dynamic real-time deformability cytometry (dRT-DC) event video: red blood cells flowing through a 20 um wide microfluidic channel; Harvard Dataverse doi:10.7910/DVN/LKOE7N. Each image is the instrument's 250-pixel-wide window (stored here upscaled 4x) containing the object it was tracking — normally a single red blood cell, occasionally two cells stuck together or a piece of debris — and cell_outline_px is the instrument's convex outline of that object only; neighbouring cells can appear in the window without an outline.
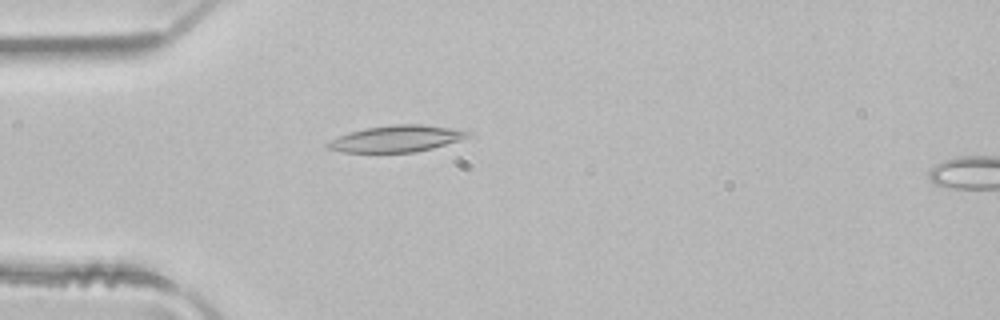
{"species": "common noctule bat (a hibernating species)", "species_latin": "Nyctalus noctula", "temperature_condition": "room temperature", "stored_images_in_passage": 3, "camera_frame_rate_fps": 3000, "um_per_image_px": 0.085, "animal": {"sex": "male", "body_mass_g": 21.5, "forearm_length_mm": 52.0}, "frame": {"image": 1, "passage_image": 2, "time_ms": 0.333, "image_size_px": [1000, 320], "cell_outline_px": [[472, 132], [468, 136], [460, 140], [432, 148], [416, 152], [344, 152], [328, 148], [324, 144], [340, 136], [364, 128], [392, 124], [420, 124], [472, 128]], "centroid_in_image_um": [33.85, 11.76], "position_along_channel_um": 51.1, "area_um2": 21.96}}